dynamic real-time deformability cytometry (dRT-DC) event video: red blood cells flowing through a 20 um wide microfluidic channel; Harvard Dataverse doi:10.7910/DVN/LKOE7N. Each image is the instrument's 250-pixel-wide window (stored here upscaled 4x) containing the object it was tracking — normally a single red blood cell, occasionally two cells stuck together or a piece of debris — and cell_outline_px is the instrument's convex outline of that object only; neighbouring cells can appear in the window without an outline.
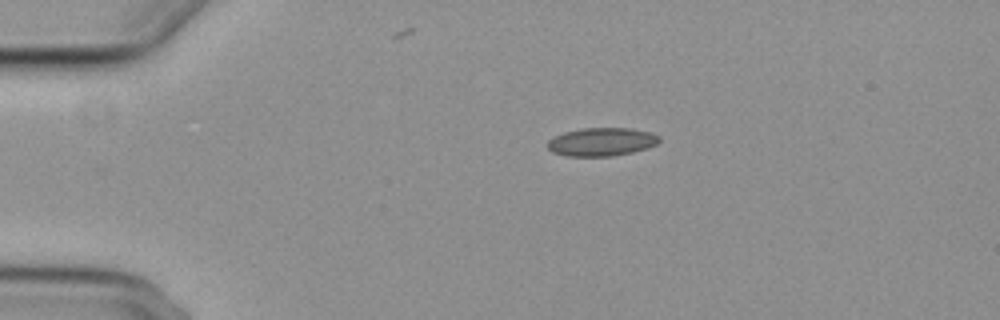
{"species": "common noctule bat (a hibernating species)", "species_latin": "Nyctalus noctula", "temperature_condition": "cold", "stored_images_in_passage": 4, "camera_frame_rate_fps": 3000, "um_per_image_px": 0.085, "animal": {"sex": "female", "body_mass_g": 29.2, "forearm_length_mm": 56.3}, "frame": {"image": 1, "passage_image": 1, "time_ms": 0.0, "image_size_px": [1000, 320], "cell_outline_px": [[660, 140], [656, 144], [648, 148], [632, 152], [612, 156], [568, 156], [552, 152], [548, 148], [548, 140], [564, 132], [580, 128], [632, 128], [652, 132], [660, 136]], "centroid_in_image_um": [51.17, 12.05], "position_along_channel_um": 33.8, "area_um2": 18.5}}
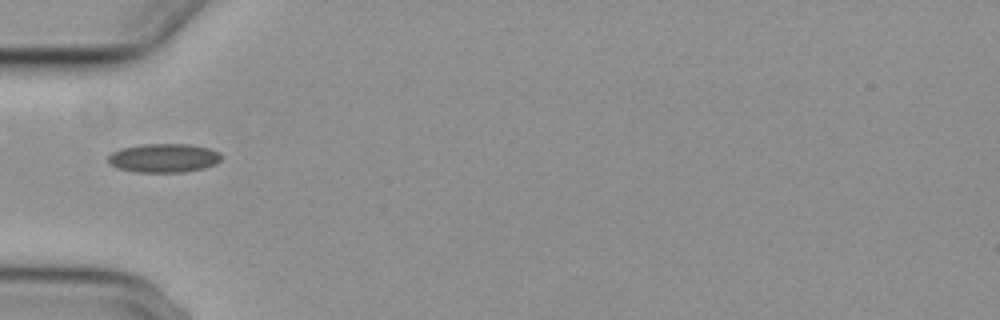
{"frame": {"image": 2, "passage_image": 3, "time_ms": 2.333, "image_size_px": [1000, 320], "cell_outline_px": [[220, 160], [216, 164], [204, 168], [184, 172], [136, 172], [116, 168], [108, 164], [108, 156], [112, 152], [120, 148], [144, 144], [188, 144], [208, 148], [220, 152]], "centroid_in_image_um": [13.89, 13.43], "position_along_channel_um": 71.1, "area_um2": 19.13}}